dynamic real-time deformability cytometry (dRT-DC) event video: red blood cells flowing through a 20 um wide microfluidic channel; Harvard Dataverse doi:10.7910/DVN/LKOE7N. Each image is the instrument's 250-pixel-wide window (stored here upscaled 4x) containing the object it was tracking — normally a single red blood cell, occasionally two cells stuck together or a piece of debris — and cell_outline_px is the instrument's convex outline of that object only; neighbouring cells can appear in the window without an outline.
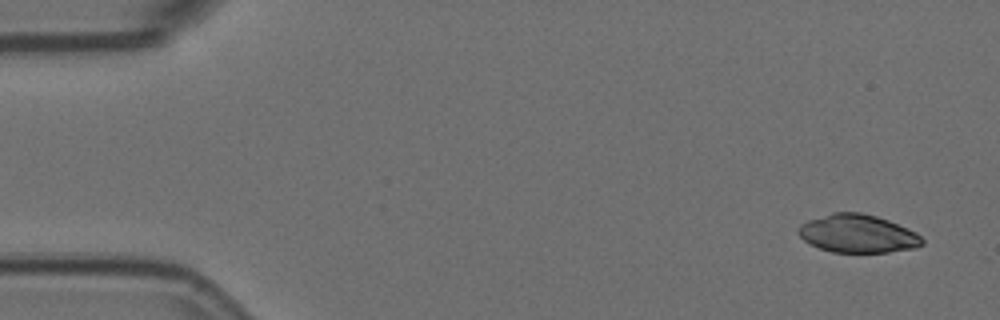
{"species": "Egyptian fruit bat (a non-hibernating species)", "species_latin": "Rousettus aegyptiacus", "temperature_condition": "room temperature", "stored_images_in_passage": 4, "camera_frame_rate_fps": 3000, "um_per_image_px": 0.085, "animal": {"sex": "female"}, "frame": {"image": 1, "passage_image": 1, "time_ms": 0.0, "image_size_px": [1000, 320], "cell_outline_px": [[924, 244], [916, 248], [888, 252], [832, 252], [820, 248], [804, 240], [796, 232], [796, 228], [800, 224], [808, 220], [832, 212], [860, 212], [876, 216], [888, 220], [908, 228], [916, 232], [924, 240]], "centroid_in_image_um": [72.9, 19.85], "position_along_channel_um": 12.1, "area_um2": 27.63}}
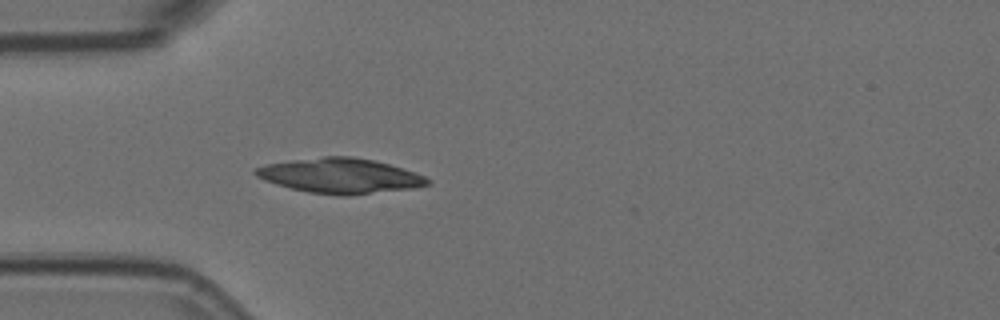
{"frame": {"image": 2, "passage_image": 4, "time_ms": 1.0, "image_size_px": [1000, 320], "cell_outline_px": [[432, 184], [412, 188], [348, 196], [340, 196], [308, 192], [276, 184], [264, 180], [256, 176], [252, 172], [256, 168], [268, 164], [292, 160], [324, 156], [352, 156], [372, 160], [388, 164], [416, 172], [432, 180]], "centroid_in_image_um": [28.94, 14.94], "position_along_channel_um": 56.1, "area_um2": 35.03}}